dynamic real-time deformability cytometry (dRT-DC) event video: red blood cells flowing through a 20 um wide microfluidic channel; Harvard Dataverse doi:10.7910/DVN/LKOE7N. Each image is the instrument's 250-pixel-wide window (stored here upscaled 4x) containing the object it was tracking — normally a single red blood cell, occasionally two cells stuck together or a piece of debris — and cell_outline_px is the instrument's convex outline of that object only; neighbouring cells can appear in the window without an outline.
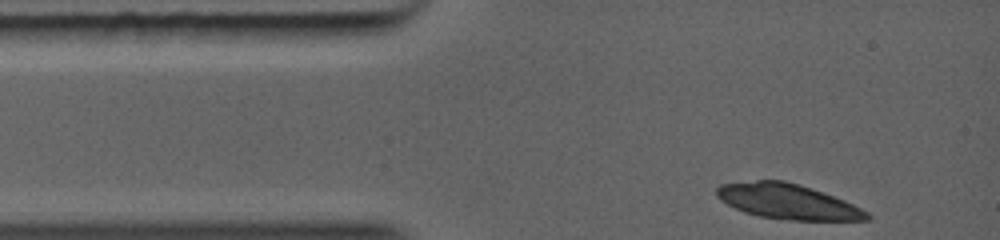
{"species": "common noctule bat (a hibernating species)", "species_latin": "Nyctalus noctula", "temperature_condition": "warm", "stored_images_in_passage": 2, "camera_frame_rate_fps": 5000, "um_per_image_px": 0.085, "animal": {"sex": "female", "body_mass_g": 19.0, "forearm_length_mm": 56.7}, "frame": {"image": 1, "passage_image": 1, "time_ms": 0.0, "image_size_px": [1000, 240], "cell_outline_px": [[872, 216], [868, 220], [792, 220], [760, 216], [744, 212], [720, 200], [716, 196], [716, 188], [720, 184], [756, 180], [784, 180], [800, 184], [812, 188], [844, 200], [868, 212]], "centroid_in_image_um": [66.94, 17.12], "position_along_channel_um": 18.1, "area_um2": 30.63}}